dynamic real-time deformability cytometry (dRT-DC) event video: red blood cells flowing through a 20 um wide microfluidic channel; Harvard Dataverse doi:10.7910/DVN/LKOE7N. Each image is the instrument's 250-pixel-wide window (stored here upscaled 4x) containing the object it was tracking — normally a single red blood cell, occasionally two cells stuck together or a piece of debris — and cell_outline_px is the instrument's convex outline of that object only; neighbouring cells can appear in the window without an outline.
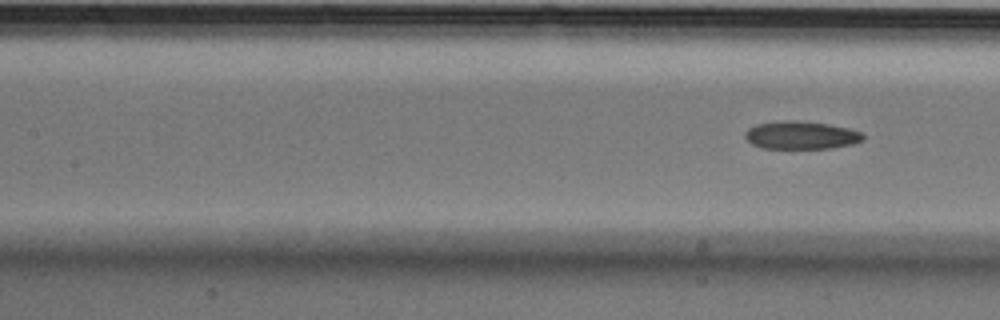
{"species": "Egyptian fruit bat (a non-hibernating species)", "species_latin": "Rousettus aegyptiacus", "temperature_condition": "cold", "stored_images_in_passage": 9, "segment_of_instrument_passage": [2, 2], "camera_frame_rate_fps": 3000, "um_per_image_px": 0.085, "animal": {"sex": "male"}, "frame": {"image": 1, "passage_image": 9, "time_ms": 2.667, "image_size_px": [1000, 320], "cell_outline_px": [[864, 140], [852, 144], [832, 148], [760, 148], [752, 144], [744, 136], [744, 132], [748, 128], [756, 124], [784, 120], [796, 120], [828, 124], [848, 128], [860, 132], [864, 136]], "centroid_in_image_um": [68.07, 11.49], "position_along_channel_um": 139.3, "area_um2": 19.25}}